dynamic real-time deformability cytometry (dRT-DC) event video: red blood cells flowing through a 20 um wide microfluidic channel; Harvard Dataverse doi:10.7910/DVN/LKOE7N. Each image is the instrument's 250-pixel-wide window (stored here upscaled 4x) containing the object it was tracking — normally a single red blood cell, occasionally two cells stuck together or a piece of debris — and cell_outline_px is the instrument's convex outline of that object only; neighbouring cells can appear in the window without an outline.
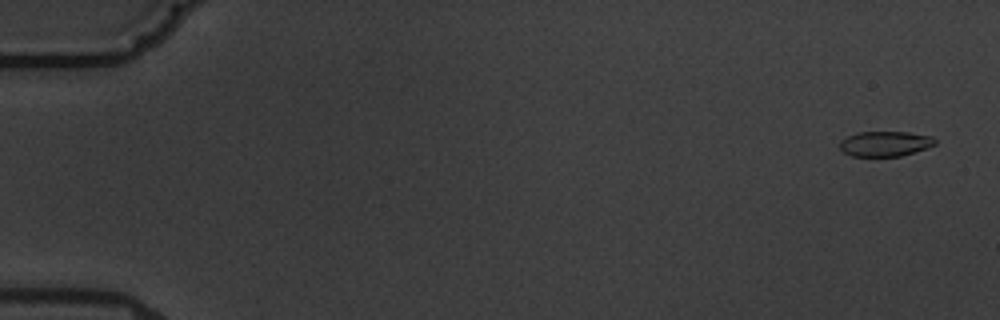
{"species": "common noctule bat (a hibernating species)", "species_latin": "Nyctalus noctula", "temperature_condition": "warm", "stored_images_in_passage": 5, "camera_frame_rate_fps": 3000, "um_per_image_px": 0.085, "animal": {"sex": "male", "body_mass_g": 19.5, "forearm_length_mm": 54.6}, "frame": {"image": 1, "passage_image": 1, "time_ms": 0.0, "image_size_px": [1000, 320], "cell_outline_px": [[936, 144], [900, 156], [852, 156], [844, 152], [840, 148], [840, 140], [856, 132], [908, 132], [932, 136], [936, 140]], "centroid_in_image_um": [75.21, 12.2], "position_along_channel_um": 9.8, "area_um2": 13.81}}
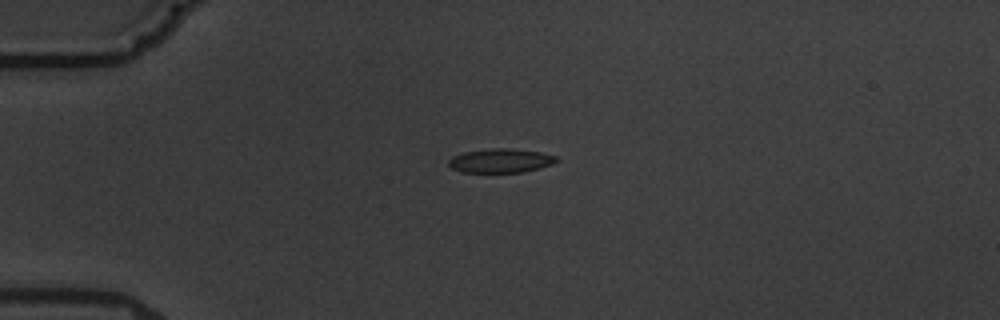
{"frame": {"image": 2, "passage_image": 4, "time_ms": 4.333, "image_size_px": [1000, 320], "cell_outline_px": [[560, 160], [552, 164], [540, 168], [524, 172], [460, 172], [452, 168], [448, 164], [448, 160], [452, 156], [464, 152], [492, 148], [508, 148], [540, 152], [556, 156]], "centroid_in_image_um": [42.56, 13.66], "position_along_channel_um": 42.4, "area_um2": 15.14}}